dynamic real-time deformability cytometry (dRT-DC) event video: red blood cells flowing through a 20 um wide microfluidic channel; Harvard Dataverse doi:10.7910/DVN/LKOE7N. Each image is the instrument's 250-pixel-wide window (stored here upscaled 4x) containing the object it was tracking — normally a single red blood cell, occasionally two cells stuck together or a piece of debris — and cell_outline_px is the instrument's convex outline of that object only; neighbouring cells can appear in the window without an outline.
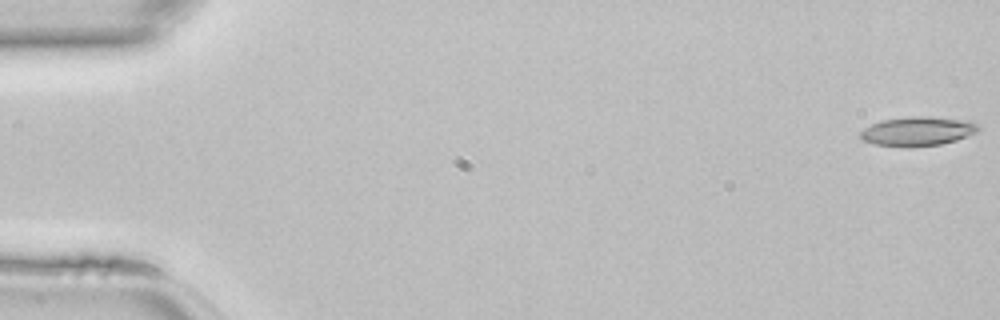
{"species": "common noctule bat (a hibernating species)", "species_latin": "Nyctalus noctula", "temperature_condition": "room temperature", "stored_images_in_passage": 46, "camera_frame_rate_fps": 3000, "um_per_image_px": 0.085, "animal": {"sex": "female", "body_mass_g": 22.7, "forearm_length_mm": 54.2}, "frame": {"image": 1, "passage_image": 1, "time_ms": 0.0, "image_size_px": [1000, 320], "cell_outline_px": [[980, 128], [976, 132], [968, 136], [956, 140], [940, 144], [912, 148], [904, 148], [872, 144], [860, 140], [860, 132], [864, 128], [872, 124], [884, 120], [912, 116], [924, 116], [972, 120], [980, 124]], "centroid_in_image_um": [78.01, 11.17], "position_along_channel_um": 7.0, "area_um2": 20.52}}
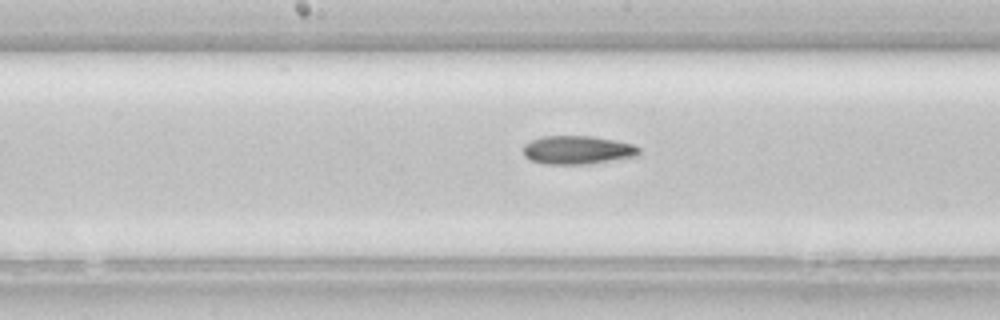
{"frame": {"image": 2, "passage_image": 24, "time_ms": 7.667, "image_size_px": [1000, 320], "cell_outline_px": [[640, 152], [636, 156], [588, 164], [544, 164], [528, 160], [524, 156], [524, 144], [540, 136], [592, 136], [616, 140], [632, 144], [640, 148]], "centroid_in_image_um": [49.06, 12.75], "position_along_channel_um": 199.1, "area_um2": 19.31}}
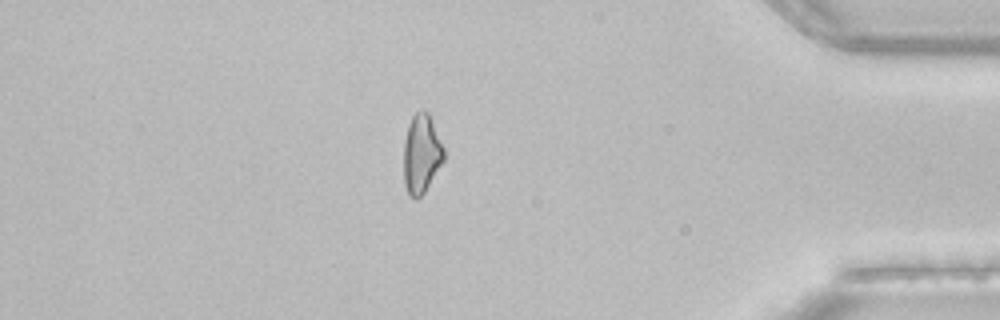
{"frame": {"image": 3, "passage_image": 40, "time_ms": 13.0, "image_size_px": [1000, 320], "cell_outline_px": [[444, 160], [424, 192], [416, 200], [408, 196], [404, 184], [404, 140], [408, 124], [412, 116], [416, 112], [428, 112], [432, 120], [444, 148]], "centroid_in_image_um": [35.81, 13.1], "position_along_channel_um": 399.4, "area_um2": 18.44}}